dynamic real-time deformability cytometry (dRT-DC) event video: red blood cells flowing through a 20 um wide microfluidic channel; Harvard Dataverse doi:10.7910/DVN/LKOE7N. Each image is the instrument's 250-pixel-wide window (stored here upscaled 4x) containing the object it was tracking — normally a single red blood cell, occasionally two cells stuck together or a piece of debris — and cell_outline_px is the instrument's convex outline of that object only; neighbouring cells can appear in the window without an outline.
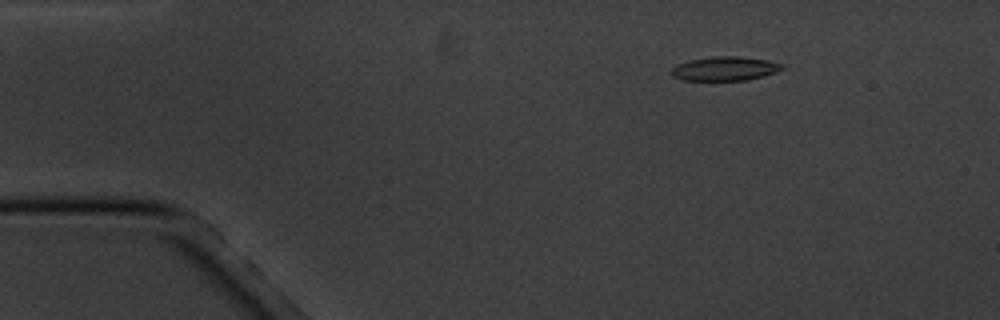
{"species": "common noctule bat (a hibernating species)", "species_latin": "Nyctalus noctula", "temperature_condition": "cold", "stored_images_in_passage": 8, "camera_frame_rate_fps": 3000, "um_per_image_px": 0.085, "animal": {"sex": "male", "body_mass_g": 20.1, "forearm_length_mm": 53.5}, "frame": {"image": 1, "passage_image": 2, "time_ms": 1.333, "image_size_px": [1000, 320], "cell_outline_px": [[784, 68], [776, 72], [748, 80], [684, 80], [672, 76], [668, 72], [672, 68], [688, 60], [712, 56], [736, 56], [768, 60], [784, 64]], "centroid_in_image_um": [61.61, 5.83], "position_along_channel_um": 23.4, "area_um2": 15.55}}
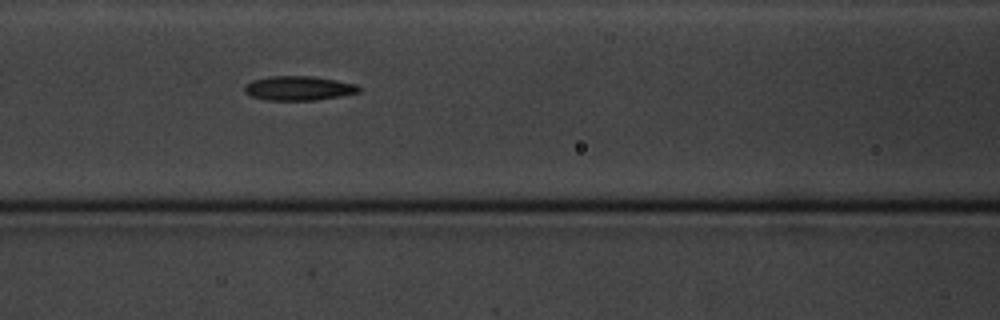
{"frame": {"image": 2, "passage_image": 6, "time_ms": 6.667, "image_size_px": [1000, 320], "cell_outline_px": [[360, 92], [312, 100], [268, 100], [252, 96], [244, 92], [244, 84], [252, 80], [268, 76], [312, 76], [336, 80], [356, 84], [360, 88]], "centroid_in_image_um": [25.33, 7.48], "position_along_channel_um": 141.3, "area_um2": 16.07}}
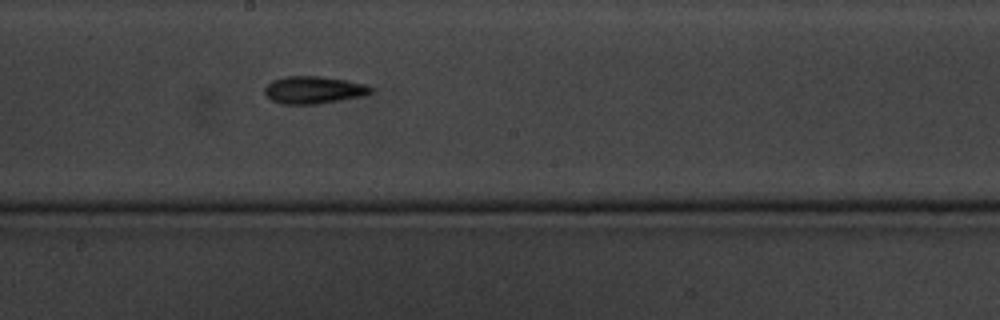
{"frame": {"image": 3, "passage_image": 8, "time_ms": 9.0, "image_size_px": [1000, 320], "cell_outline_px": [[372, 92], [364, 96], [316, 104], [280, 104], [272, 100], [264, 92], [264, 88], [272, 80], [288, 76], [320, 76], [368, 84], [372, 88]], "centroid_in_image_um": [26.67, 7.64], "position_along_channel_um": 221.5, "area_um2": 16.94}}